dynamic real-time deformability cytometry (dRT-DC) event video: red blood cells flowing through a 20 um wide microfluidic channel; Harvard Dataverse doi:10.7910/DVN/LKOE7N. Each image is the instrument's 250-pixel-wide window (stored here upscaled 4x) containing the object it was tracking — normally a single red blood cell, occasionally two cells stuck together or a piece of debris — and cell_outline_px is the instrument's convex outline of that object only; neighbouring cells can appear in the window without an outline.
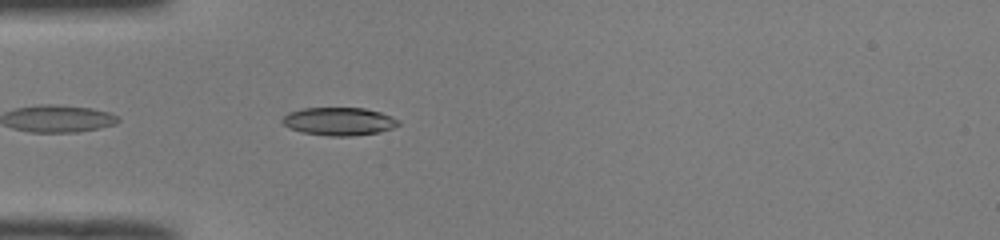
{"species": "common noctule bat (a hibernating species)", "species_latin": "Nyctalus noctula", "temperature_condition": "room temperature", "stored_images_in_passage": 33, "camera_frame_rate_fps": 3000, "um_per_image_px": 0.085, "animal": {"sex": "male", "body_mass_g": 19.0, "forearm_length_mm": 50.8}, "frame": {"image": 1, "passage_image": 2, "time_ms": 0.333, "image_size_px": [1000, 240], "cell_outline_px": [[400, 124], [392, 128], [380, 132], [348, 136], [332, 136], [304, 132], [288, 128], [280, 120], [288, 112], [304, 108], [364, 108], [380, 112], [392, 116], [400, 120]], "centroid_in_image_um": [28.82, 10.31], "position_along_channel_um": 56.2, "area_um2": 18.9}}
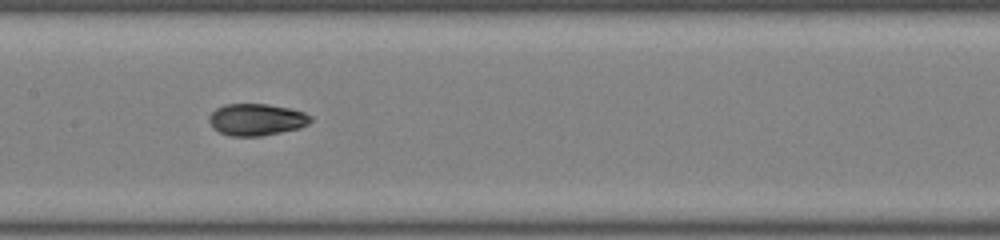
{"frame": {"image": 2, "passage_image": 12, "time_ms": 3.667, "image_size_px": [1000, 240], "cell_outline_px": [[312, 120], [308, 124], [300, 128], [260, 136], [232, 136], [220, 132], [212, 128], [208, 120], [208, 116], [216, 108], [224, 104], [268, 104], [288, 108], [304, 112], [312, 116]], "centroid_in_image_um": [21.79, 10.16], "position_along_channel_um": 185.6, "area_um2": 18.9}}
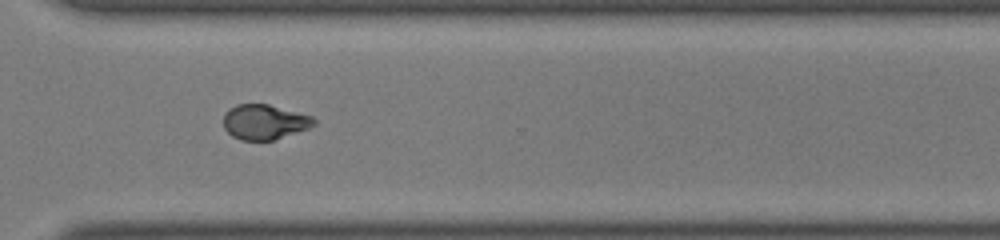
{"frame": {"image": 3, "passage_image": 24, "time_ms": 7.667, "image_size_px": [1000, 240], "cell_outline_px": [[316, 124], [308, 128], [272, 140], [240, 140], [232, 136], [224, 128], [224, 112], [236, 104], [268, 104], [312, 116], [316, 120]], "centroid_in_image_um": [22.46, 10.36], "position_along_channel_um": 348.1, "area_um2": 18.32}, "authors_computed_cell_mechanics": {"area_um2": 18.6116, "velocity_mm_per_s": 4.0557, "shape_relaxation_time_tau1_ms": 7.303, "shape_relaxation_time_tau2_ms": 3.8338, "deformation_change_tau1": 0.2296, "deformation_change_tau2": 0.078}}